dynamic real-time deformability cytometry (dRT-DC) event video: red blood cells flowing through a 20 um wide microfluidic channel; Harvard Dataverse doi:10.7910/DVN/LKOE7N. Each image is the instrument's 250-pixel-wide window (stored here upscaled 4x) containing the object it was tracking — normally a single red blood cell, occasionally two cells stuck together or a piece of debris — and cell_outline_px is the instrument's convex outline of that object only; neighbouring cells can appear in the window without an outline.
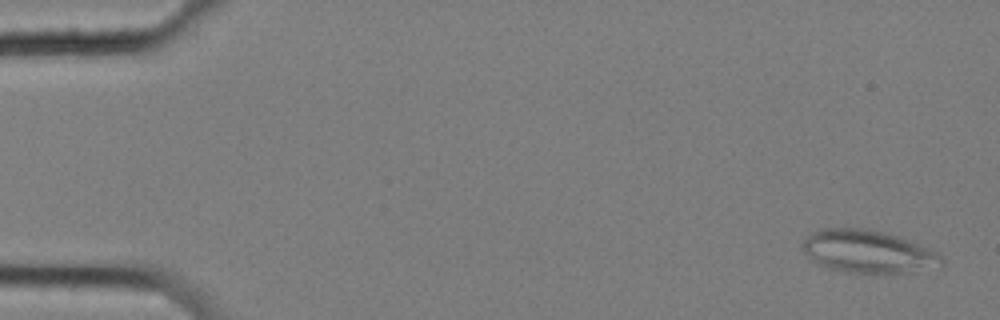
{"species": "common noctule bat (a hibernating species)", "species_latin": "Nyctalus noctula", "temperature_condition": "cold", "stored_images_in_passage": 59, "camera_frame_rate_fps": 3000, "um_per_image_px": 0.085, "animal": {"sex": "female", "body_mass_g": 25.1}, "frame": {"image": 1, "passage_image": 3, "time_ms": 0.667, "image_size_px": [1000, 320], "cell_outline_px": [[944, 264], [940, 268], [888, 276], [844, 272], [828, 268], [816, 264], [804, 252], [800, 244], [812, 232], [820, 228], [860, 228], [880, 232], [896, 236], [908, 240], [928, 248], [936, 252], [944, 260]], "centroid_in_image_um": [73.8, 21.45], "position_along_channel_um": 11.2, "area_um2": 35.55}}
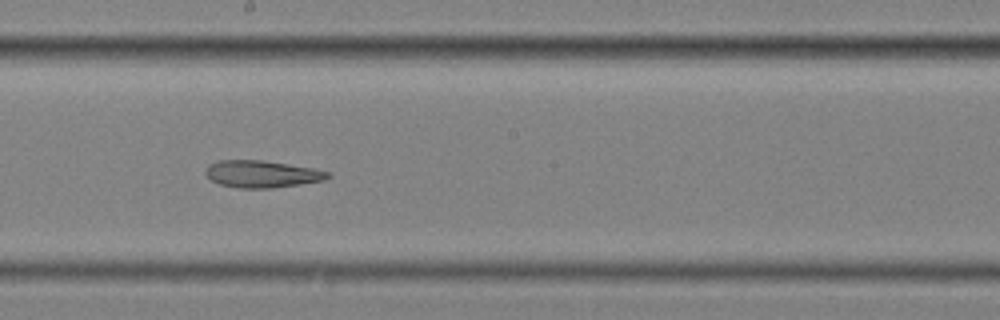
{"frame": {"image": 2, "passage_image": 33, "time_ms": 10.667, "image_size_px": [1000, 320], "cell_outline_px": [[332, 176], [324, 180], [272, 188], [240, 188], [220, 184], [212, 180], [204, 172], [208, 164], [220, 160], [264, 160], [312, 168], [332, 172]], "centroid_in_image_um": [22.27, 14.78], "position_along_channel_um": 225.9, "area_um2": 19.25}}
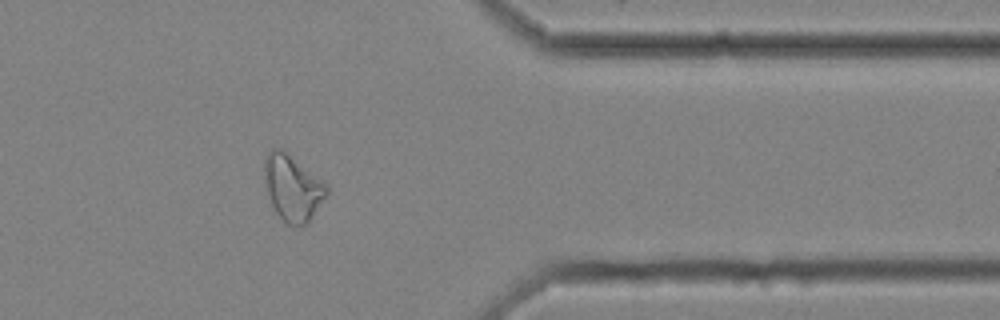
{"frame": {"image": 3, "passage_image": 48, "time_ms": 15.667, "image_size_px": [1000, 320], "cell_outline_px": [[328, 192], [308, 224], [288, 224], [276, 212], [268, 196], [264, 180], [264, 160], [268, 152], [272, 148], [284, 148], [328, 184]], "centroid_in_image_um": [24.87, 15.9], "position_along_channel_um": 386.5, "area_um2": 24.1}, "authors_computed_cell_mechanics": {"area_um2": 24.9696, "velocity_mm_per_s": 3.4796, "shape_relaxation_time_tau1_ms": null, "shape_relaxation_time_tau2_ms": 4.7222, "deformation_change_tau1": null, "deformation_change_tau2": 0.1342}}